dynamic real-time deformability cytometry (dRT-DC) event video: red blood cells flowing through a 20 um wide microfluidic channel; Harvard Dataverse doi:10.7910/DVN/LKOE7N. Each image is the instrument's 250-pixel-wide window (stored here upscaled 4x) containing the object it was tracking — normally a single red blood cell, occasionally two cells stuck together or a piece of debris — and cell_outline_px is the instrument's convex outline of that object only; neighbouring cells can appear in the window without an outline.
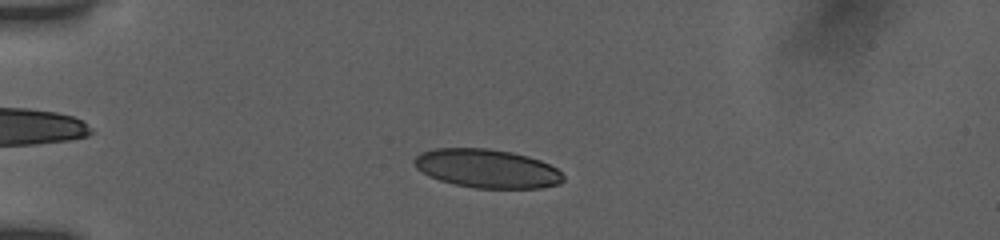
{"species": "human", "species_latin": "Homo sapiens", "temperature_condition": "room temperature", "stored_images_in_passage": 50, "camera_frame_rate_fps": 3000, "um_per_image_px": 0.085, "donor": {"sex": "female"}, "frame": {"image": 1, "passage_image": 11, "time_ms": 3.333, "image_size_px": [1000, 240], "cell_outline_px": [[564, 180], [560, 184], [540, 188], [476, 188], [456, 184], [440, 180], [416, 168], [412, 160], [420, 152], [436, 148], [488, 148], [512, 152], [528, 156], [540, 160], [556, 168], [564, 176]], "centroid_in_image_um": [41.41, 14.32], "position_along_channel_um": 43.6, "area_um2": 33.52}}
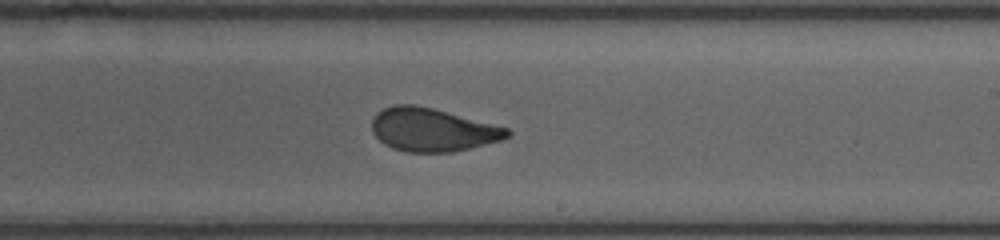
{"frame": {"image": 2, "passage_image": 30, "time_ms": 9.667, "image_size_px": [1000, 240], "cell_outline_px": [[512, 132], [504, 140], [452, 152], [408, 152], [392, 148], [384, 144], [372, 132], [372, 120], [376, 112], [392, 104], [416, 104], [432, 108], [508, 128]], "centroid_in_image_um": [36.74, 11.03], "position_along_channel_um": 252.3, "area_um2": 34.1}}
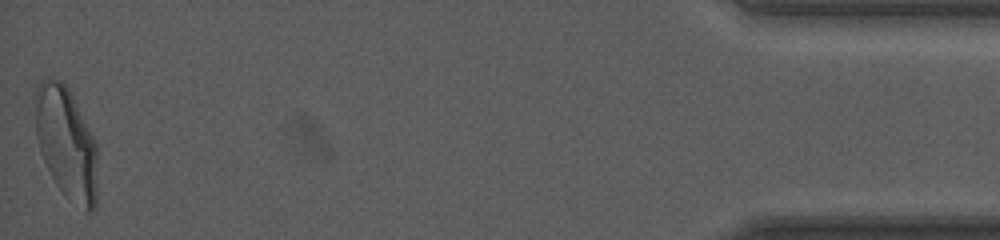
{"frame": {"image": 3, "passage_image": 50, "time_ms": 16.333, "image_size_px": [1000, 240], "cell_outline_px": [[96, 208], [92, 212], [84, 212], [64, 196], [56, 184], [40, 152], [36, 136], [36, 88], [40, 80], [64, 80], [96, 144]], "centroid_in_image_um": [5.64, 12.23], "position_along_channel_um": 429.6, "area_um2": 40.17}, "authors_computed_cell_mechanics": {"area_um2": 34.5066, "velocity_mm_per_s": 3.8965, "shape_relaxation_time_tau1_ms": 5.5404, "shape_relaxation_time_tau2_ms": 0.88, "deformation_change_tau1": 0.1765, "deformation_change_tau2": 0.0599}}